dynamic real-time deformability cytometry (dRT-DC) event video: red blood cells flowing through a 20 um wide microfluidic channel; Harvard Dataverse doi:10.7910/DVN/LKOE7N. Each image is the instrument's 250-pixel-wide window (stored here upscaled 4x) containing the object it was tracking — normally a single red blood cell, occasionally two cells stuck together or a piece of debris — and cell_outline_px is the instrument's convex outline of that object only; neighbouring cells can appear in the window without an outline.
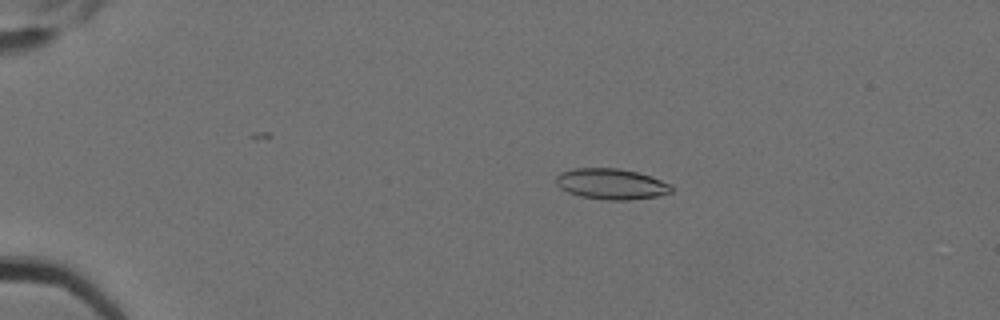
{"species": "Egyptian fruit bat (a non-hibernating species)", "species_latin": "Rousettus aegyptiacus", "temperature_condition": "cold", "stored_images_in_passage": 4, "camera_frame_rate_fps": 3000, "um_per_image_px": 0.085, "animal": {"sex": "female"}, "frame": {"image": 1, "passage_image": 2, "time_ms": 0.333, "image_size_px": [1000, 320], "cell_outline_px": [[672, 192], [660, 196], [628, 200], [604, 200], [580, 196], [568, 192], [560, 188], [556, 184], [556, 176], [560, 172], [572, 168], [620, 168], [652, 176], [672, 184]], "centroid_in_image_um": [51.97, 15.64], "position_along_channel_um": 33.0, "area_um2": 20.98}}